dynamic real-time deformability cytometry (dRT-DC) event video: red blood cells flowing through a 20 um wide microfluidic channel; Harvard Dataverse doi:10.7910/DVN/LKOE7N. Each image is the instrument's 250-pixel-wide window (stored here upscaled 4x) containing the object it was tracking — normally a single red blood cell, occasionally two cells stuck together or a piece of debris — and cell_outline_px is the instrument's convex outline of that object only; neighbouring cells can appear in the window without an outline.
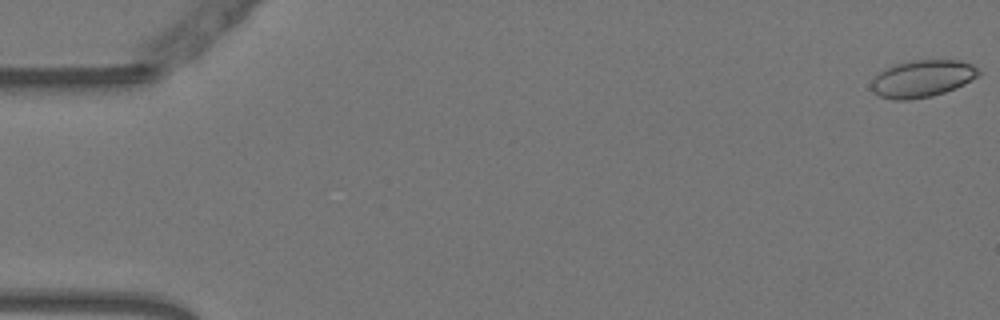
{"species": "Egyptian fruit bat (a non-hibernating species)", "species_latin": "Rousettus aegyptiacus", "temperature_condition": "warm", "stored_images_in_passage": 56, "camera_frame_rate_fps": 3000, "um_per_image_px": 0.085, "animal": {"sex": "female"}, "frame": {"image": 1, "passage_image": 1, "time_ms": 0.0, "image_size_px": [1000, 320], "cell_outline_px": [[980, 76], [956, 88], [932, 96], [908, 100], [892, 100], [880, 96], [872, 92], [872, 80], [884, 68], [896, 64], [912, 60], [960, 60], [972, 64], [980, 72]], "centroid_in_image_um": [78.4, 6.68], "position_along_channel_um": 6.6, "area_um2": 23.24}}
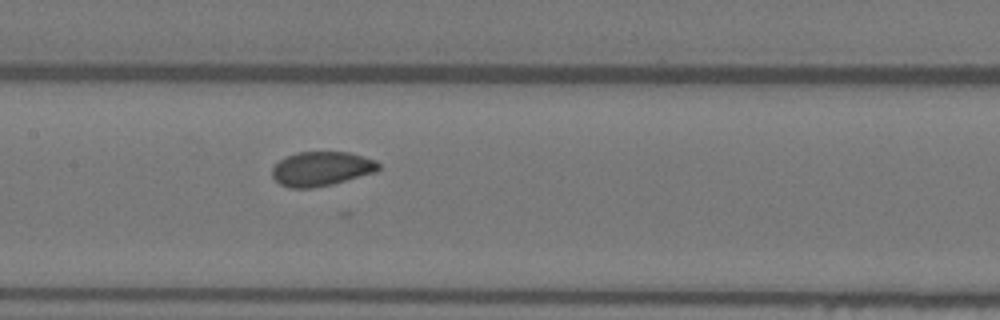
{"frame": {"image": 2, "passage_image": 27, "time_ms": 8.667, "image_size_px": [1000, 320], "cell_outline_px": [[380, 168], [376, 172], [332, 184], [312, 188], [288, 188], [280, 184], [272, 176], [272, 168], [280, 160], [296, 152], [348, 152], [376, 160], [380, 164]], "centroid_in_image_um": [27.33, 14.35], "position_along_channel_um": 180.1, "area_um2": 21.27}}
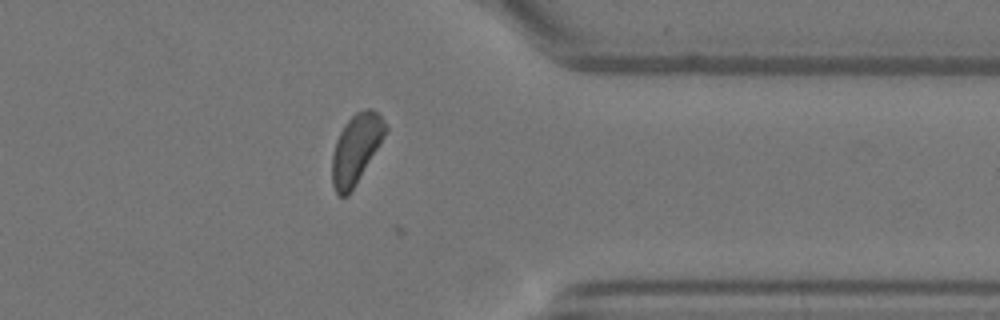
{"frame": {"image": 3, "passage_image": 44, "time_ms": 14.333, "image_size_px": [1000, 320], "cell_outline_px": [[388, 128], [380, 144], [348, 196], [340, 196], [336, 192], [332, 184], [332, 152], [336, 140], [344, 124], [356, 112], [364, 108], [372, 108], [388, 124]], "centroid_in_image_um": [30.26, 12.62], "position_along_channel_um": 381.1, "area_um2": 21.44}}